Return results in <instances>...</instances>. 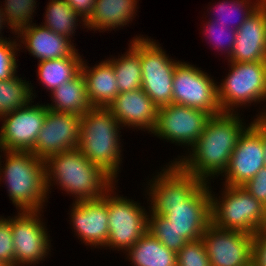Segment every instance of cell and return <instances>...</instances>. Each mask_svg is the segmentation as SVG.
Here are the masks:
<instances>
[{"label": "cell", "mask_w": 266, "mask_h": 266, "mask_svg": "<svg viewBox=\"0 0 266 266\" xmlns=\"http://www.w3.org/2000/svg\"><path fill=\"white\" fill-rule=\"evenodd\" d=\"M156 40L140 38L141 88L158 107L173 103V74L180 62L170 59Z\"/></svg>", "instance_id": "9c48e42d"}, {"label": "cell", "mask_w": 266, "mask_h": 266, "mask_svg": "<svg viewBox=\"0 0 266 266\" xmlns=\"http://www.w3.org/2000/svg\"><path fill=\"white\" fill-rule=\"evenodd\" d=\"M16 109L0 118V150L32 151L37 141L39 131L46 119L47 106L32 105Z\"/></svg>", "instance_id": "4fadbf2b"}, {"label": "cell", "mask_w": 266, "mask_h": 266, "mask_svg": "<svg viewBox=\"0 0 266 266\" xmlns=\"http://www.w3.org/2000/svg\"><path fill=\"white\" fill-rule=\"evenodd\" d=\"M157 173L147 186L150 211L164 216L187 242L201 239L211 223L207 185L211 183H204L173 162Z\"/></svg>", "instance_id": "6da1fadb"}, {"label": "cell", "mask_w": 266, "mask_h": 266, "mask_svg": "<svg viewBox=\"0 0 266 266\" xmlns=\"http://www.w3.org/2000/svg\"><path fill=\"white\" fill-rule=\"evenodd\" d=\"M52 103L47 108L56 112L82 116L92 108L86 91V80L80 72L72 80L61 84L51 92ZM54 102V103H53Z\"/></svg>", "instance_id": "603a6c76"}, {"label": "cell", "mask_w": 266, "mask_h": 266, "mask_svg": "<svg viewBox=\"0 0 266 266\" xmlns=\"http://www.w3.org/2000/svg\"><path fill=\"white\" fill-rule=\"evenodd\" d=\"M224 186L221 198H215L210 186L211 223L251 235L266 229V207L242 186Z\"/></svg>", "instance_id": "8992f818"}, {"label": "cell", "mask_w": 266, "mask_h": 266, "mask_svg": "<svg viewBox=\"0 0 266 266\" xmlns=\"http://www.w3.org/2000/svg\"><path fill=\"white\" fill-rule=\"evenodd\" d=\"M252 266H266V229L254 235Z\"/></svg>", "instance_id": "8d00e7d4"}, {"label": "cell", "mask_w": 266, "mask_h": 266, "mask_svg": "<svg viewBox=\"0 0 266 266\" xmlns=\"http://www.w3.org/2000/svg\"><path fill=\"white\" fill-rule=\"evenodd\" d=\"M82 57L78 50L70 57L38 61L37 77L46 90L52 92L81 72Z\"/></svg>", "instance_id": "484cf974"}, {"label": "cell", "mask_w": 266, "mask_h": 266, "mask_svg": "<svg viewBox=\"0 0 266 266\" xmlns=\"http://www.w3.org/2000/svg\"><path fill=\"white\" fill-rule=\"evenodd\" d=\"M254 235L210 223L202 235L210 266H252Z\"/></svg>", "instance_id": "5bb4252c"}, {"label": "cell", "mask_w": 266, "mask_h": 266, "mask_svg": "<svg viewBox=\"0 0 266 266\" xmlns=\"http://www.w3.org/2000/svg\"><path fill=\"white\" fill-rule=\"evenodd\" d=\"M0 266H7L4 262L0 261Z\"/></svg>", "instance_id": "b9f144b4"}, {"label": "cell", "mask_w": 266, "mask_h": 266, "mask_svg": "<svg viewBox=\"0 0 266 266\" xmlns=\"http://www.w3.org/2000/svg\"><path fill=\"white\" fill-rule=\"evenodd\" d=\"M71 8L80 16L81 22L85 25V21L93 12L96 0H65Z\"/></svg>", "instance_id": "74e56055"}, {"label": "cell", "mask_w": 266, "mask_h": 266, "mask_svg": "<svg viewBox=\"0 0 266 266\" xmlns=\"http://www.w3.org/2000/svg\"><path fill=\"white\" fill-rule=\"evenodd\" d=\"M210 117L201 109L171 103L158 108L156 126L151 134L190 148L197 142Z\"/></svg>", "instance_id": "7c38bea8"}, {"label": "cell", "mask_w": 266, "mask_h": 266, "mask_svg": "<svg viewBox=\"0 0 266 266\" xmlns=\"http://www.w3.org/2000/svg\"><path fill=\"white\" fill-rule=\"evenodd\" d=\"M107 108L119 121L122 129L128 126L150 133L156 126L158 107L142 88L119 93Z\"/></svg>", "instance_id": "d6986e66"}, {"label": "cell", "mask_w": 266, "mask_h": 266, "mask_svg": "<svg viewBox=\"0 0 266 266\" xmlns=\"http://www.w3.org/2000/svg\"><path fill=\"white\" fill-rule=\"evenodd\" d=\"M257 116H266V109L263 110V112L261 111V112H260V115H256V117H257Z\"/></svg>", "instance_id": "60d3db41"}, {"label": "cell", "mask_w": 266, "mask_h": 266, "mask_svg": "<svg viewBox=\"0 0 266 266\" xmlns=\"http://www.w3.org/2000/svg\"><path fill=\"white\" fill-rule=\"evenodd\" d=\"M229 73L217 85L222 112H237L236 108L266 100V61L228 62Z\"/></svg>", "instance_id": "52a82bcc"}, {"label": "cell", "mask_w": 266, "mask_h": 266, "mask_svg": "<svg viewBox=\"0 0 266 266\" xmlns=\"http://www.w3.org/2000/svg\"><path fill=\"white\" fill-rule=\"evenodd\" d=\"M132 266H177V253L147 231L126 252Z\"/></svg>", "instance_id": "cb8c5ba5"}, {"label": "cell", "mask_w": 266, "mask_h": 266, "mask_svg": "<svg viewBox=\"0 0 266 266\" xmlns=\"http://www.w3.org/2000/svg\"><path fill=\"white\" fill-rule=\"evenodd\" d=\"M264 165V147L260 133L251 125L242 132L229 159L223 185L242 186Z\"/></svg>", "instance_id": "2e32d148"}, {"label": "cell", "mask_w": 266, "mask_h": 266, "mask_svg": "<svg viewBox=\"0 0 266 266\" xmlns=\"http://www.w3.org/2000/svg\"><path fill=\"white\" fill-rule=\"evenodd\" d=\"M17 34L15 37L23 44L19 45L25 44L28 52L39 61L67 58L77 51L72 39L36 23L20 29Z\"/></svg>", "instance_id": "ffe728a7"}, {"label": "cell", "mask_w": 266, "mask_h": 266, "mask_svg": "<svg viewBox=\"0 0 266 266\" xmlns=\"http://www.w3.org/2000/svg\"><path fill=\"white\" fill-rule=\"evenodd\" d=\"M173 103L206 111L211 116L222 113L217 82L201 68L179 62L173 74Z\"/></svg>", "instance_id": "30bf717a"}, {"label": "cell", "mask_w": 266, "mask_h": 266, "mask_svg": "<svg viewBox=\"0 0 266 266\" xmlns=\"http://www.w3.org/2000/svg\"><path fill=\"white\" fill-rule=\"evenodd\" d=\"M2 151L6 156L3 163L6 162L5 166H1L0 161V181L5 182L8 196L16 209L19 212H43V204L49 198L44 160L31 151Z\"/></svg>", "instance_id": "277c9868"}, {"label": "cell", "mask_w": 266, "mask_h": 266, "mask_svg": "<svg viewBox=\"0 0 266 266\" xmlns=\"http://www.w3.org/2000/svg\"><path fill=\"white\" fill-rule=\"evenodd\" d=\"M137 3L138 0H96L84 27L100 32L123 28L135 18Z\"/></svg>", "instance_id": "7402d4cb"}, {"label": "cell", "mask_w": 266, "mask_h": 266, "mask_svg": "<svg viewBox=\"0 0 266 266\" xmlns=\"http://www.w3.org/2000/svg\"><path fill=\"white\" fill-rule=\"evenodd\" d=\"M80 118L78 114L48 109L31 152L45 160L50 155L76 149L79 142Z\"/></svg>", "instance_id": "9a60e30c"}, {"label": "cell", "mask_w": 266, "mask_h": 266, "mask_svg": "<svg viewBox=\"0 0 266 266\" xmlns=\"http://www.w3.org/2000/svg\"><path fill=\"white\" fill-rule=\"evenodd\" d=\"M261 135L264 147V165L266 166V116H257L250 123Z\"/></svg>", "instance_id": "f35d334b"}, {"label": "cell", "mask_w": 266, "mask_h": 266, "mask_svg": "<svg viewBox=\"0 0 266 266\" xmlns=\"http://www.w3.org/2000/svg\"><path fill=\"white\" fill-rule=\"evenodd\" d=\"M41 211H21L10 217L15 266L39 264L48 254L52 245Z\"/></svg>", "instance_id": "8fae6325"}, {"label": "cell", "mask_w": 266, "mask_h": 266, "mask_svg": "<svg viewBox=\"0 0 266 266\" xmlns=\"http://www.w3.org/2000/svg\"><path fill=\"white\" fill-rule=\"evenodd\" d=\"M177 266H210L202 239L187 242L177 252Z\"/></svg>", "instance_id": "d6a6232c"}, {"label": "cell", "mask_w": 266, "mask_h": 266, "mask_svg": "<svg viewBox=\"0 0 266 266\" xmlns=\"http://www.w3.org/2000/svg\"><path fill=\"white\" fill-rule=\"evenodd\" d=\"M238 114L222 112L211 116L197 142L190 151L188 148L189 155L179 156L173 163L204 183L222 175L240 135L249 126L242 122Z\"/></svg>", "instance_id": "7a4b0ae2"}, {"label": "cell", "mask_w": 266, "mask_h": 266, "mask_svg": "<svg viewBox=\"0 0 266 266\" xmlns=\"http://www.w3.org/2000/svg\"><path fill=\"white\" fill-rule=\"evenodd\" d=\"M5 24L7 26H10L9 23H8V21H7V19H6V16L4 15V13L2 11V8H0V34H1V31L3 30V28L7 27V26H4ZM0 36H1L0 37V41L1 40H4V37L2 36V34Z\"/></svg>", "instance_id": "ab89813d"}, {"label": "cell", "mask_w": 266, "mask_h": 266, "mask_svg": "<svg viewBox=\"0 0 266 266\" xmlns=\"http://www.w3.org/2000/svg\"><path fill=\"white\" fill-rule=\"evenodd\" d=\"M70 212L77 238L85 245L105 248L109 235L107 192L100 199L73 202Z\"/></svg>", "instance_id": "e0dca14e"}, {"label": "cell", "mask_w": 266, "mask_h": 266, "mask_svg": "<svg viewBox=\"0 0 266 266\" xmlns=\"http://www.w3.org/2000/svg\"><path fill=\"white\" fill-rule=\"evenodd\" d=\"M115 185L107 191L109 235L105 247L125 253L148 231V212L127 196L116 195Z\"/></svg>", "instance_id": "ba28073f"}, {"label": "cell", "mask_w": 266, "mask_h": 266, "mask_svg": "<svg viewBox=\"0 0 266 266\" xmlns=\"http://www.w3.org/2000/svg\"><path fill=\"white\" fill-rule=\"evenodd\" d=\"M122 127L108 108L92 107L80 118L77 148L115 182L120 171Z\"/></svg>", "instance_id": "5b68a950"}, {"label": "cell", "mask_w": 266, "mask_h": 266, "mask_svg": "<svg viewBox=\"0 0 266 266\" xmlns=\"http://www.w3.org/2000/svg\"><path fill=\"white\" fill-rule=\"evenodd\" d=\"M17 47L21 46L16 39L11 41L5 37L0 41V80H7L17 73L16 52L20 51Z\"/></svg>", "instance_id": "836d02e7"}, {"label": "cell", "mask_w": 266, "mask_h": 266, "mask_svg": "<svg viewBox=\"0 0 266 266\" xmlns=\"http://www.w3.org/2000/svg\"><path fill=\"white\" fill-rule=\"evenodd\" d=\"M44 163L47 192L56 183L74 202L100 199L116 183L78 148L50 155Z\"/></svg>", "instance_id": "3957f363"}, {"label": "cell", "mask_w": 266, "mask_h": 266, "mask_svg": "<svg viewBox=\"0 0 266 266\" xmlns=\"http://www.w3.org/2000/svg\"><path fill=\"white\" fill-rule=\"evenodd\" d=\"M82 61L81 73L86 80L87 97L92 107L107 108L119 94L114 68L108 60L92 68Z\"/></svg>", "instance_id": "44dd1931"}, {"label": "cell", "mask_w": 266, "mask_h": 266, "mask_svg": "<svg viewBox=\"0 0 266 266\" xmlns=\"http://www.w3.org/2000/svg\"><path fill=\"white\" fill-rule=\"evenodd\" d=\"M30 84L31 81L29 83L16 74L7 80H0V118L16 109L24 108L35 99L34 87Z\"/></svg>", "instance_id": "4316f807"}, {"label": "cell", "mask_w": 266, "mask_h": 266, "mask_svg": "<svg viewBox=\"0 0 266 266\" xmlns=\"http://www.w3.org/2000/svg\"><path fill=\"white\" fill-rule=\"evenodd\" d=\"M140 38L130 40L129 49L120 58L107 59L114 68L119 93L140 89L142 86V70L140 62Z\"/></svg>", "instance_id": "d4e9b609"}, {"label": "cell", "mask_w": 266, "mask_h": 266, "mask_svg": "<svg viewBox=\"0 0 266 266\" xmlns=\"http://www.w3.org/2000/svg\"><path fill=\"white\" fill-rule=\"evenodd\" d=\"M150 212V213H149ZM148 212V231L168 249L178 252L187 241L164 216Z\"/></svg>", "instance_id": "f546056e"}, {"label": "cell", "mask_w": 266, "mask_h": 266, "mask_svg": "<svg viewBox=\"0 0 266 266\" xmlns=\"http://www.w3.org/2000/svg\"><path fill=\"white\" fill-rule=\"evenodd\" d=\"M36 2V0H5L2 11L13 34L17 35L20 29L32 24Z\"/></svg>", "instance_id": "4dcf8cb0"}, {"label": "cell", "mask_w": 266, "mask_h": 266, "mask_svg": "<svg viewBox=\"0 0 266 266\" xmlns=\"http://www.w3.org/2000/svg\"><path fill=\"white\" fill-rule=\"evenodd\" d=\"M264 1L265 0H256L255 2L254 0L253 2L251 0H227L221 1L220 3L218 2L217 5L214 6L215 8H212L213 12H217L216 14L218 15H215V18L211 19L222 24V26L237 30Z\"/></svg>", "instance_id": "f1b7e54d"}, {"label": "cell", "mask_w": 266, "mask_h": 266, "mask_svg": "<svg viewBox=\"0 0 266 266\" xmlns=\"http://www.w3.org/2000/svg\"><path fill=\"white\" fill-rule=\"evenodd\" d=\"M266 61V0L236 30L228 62Z\"/></svg>", "instance_id": "ac0fdd59"}, {"label": "cell", "mask_w": 266, "mask_h": 266, "mask_svg": "<svg viewBox=\"0 0 266 266\" xmlns=\"http://www.w3.org/2000/svg\"><path fill=\"white\" fill-rule=\"evenodd\" d=\"M204 29V34H207L205 37L211 39L210 42H213L212 45L216 50L221 51V53L224 52L229 57L236 40V30L222 26V24L210 19L206 22Z\"/></svg>", "instance_id": "1f68e13d"}, {"label": "cell", "mask_w": 266, "mask_h": 266, "mask_svg": "<svg viewBox=\"0 0 266 266\" xmlns=\"http://www.w3.org/2000/svg\"><path fill=\"white\" fill-rule=\"evenodd\" d=\"M242 187L266 207V166L261 168Z\"/></svg>", "instance_id": "d590c367"}, {"label": "cell", "mask_w": 266, "mask_h": 266, "mask_svg": "<svg viewBox=\"0 0 266 266\" xmlns=\"http://www.w3.org/2000/svg\"><path fill=\"white\" fill-rule=\"evenodd\" d=\"M45 11V22L41 26L57 34L71 38L76 32L77 22L81 24L79 20L81 17L65 0H50Z\"/></svg>", "instance_id": "83f0119b"}, {"label": "cell", "mask_w": 266, "mask_h": 266, "mask_svg": "<svg viewBox=\"0 0 266 266\" xmlns=\"http://www.w3.org/2000/svg\"><path fill=\"white\" fill-rule=\"evenodd\" d=\"M9 217H0V261L7 266H15V248Z\"/></svg>", "instance_id": "e575fe53"}]
</instances>
